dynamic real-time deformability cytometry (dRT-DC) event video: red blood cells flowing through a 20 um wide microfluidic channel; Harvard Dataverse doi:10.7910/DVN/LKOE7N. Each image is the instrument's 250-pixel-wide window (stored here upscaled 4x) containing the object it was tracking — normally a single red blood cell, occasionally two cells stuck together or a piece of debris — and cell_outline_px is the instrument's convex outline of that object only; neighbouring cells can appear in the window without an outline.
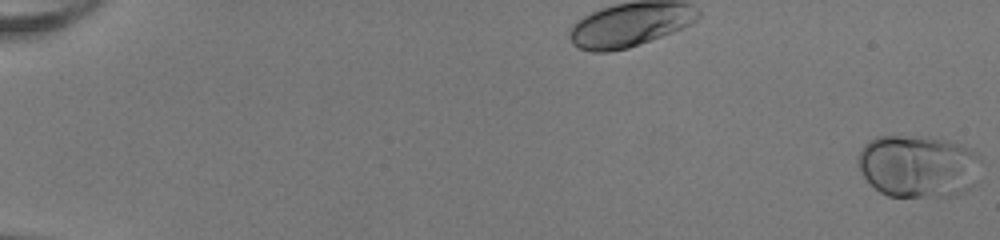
{"species": "human", "species_latin": "Homo sapiens", "temperature_condition": "room temperature", "stored_images_in_passage": 53, "camera_frame_rate_fps": 3000, "um_per_image_px": 0.085, "donor": {"sex": "female"}, "frame": {"image": 1, "passage_image": 1, "time_ms": 0.0, "image_size_px": [1000, 240], "cell_outline_px": [[980, 160], [976, 184], [964, 192], [956, 196], [888, 196], [880, 192], [868, 184], [860, 172], [856, 164], [860, 152], [864, 144], [868, 140], [876, 136], [928, 136], [948, 140], [960, 144], [968, 148], [980, 156]], "centroid_in_image_um": [78.03, 14.12], "position_along_channel_um": 7.0, "area_um2": 45.55}}
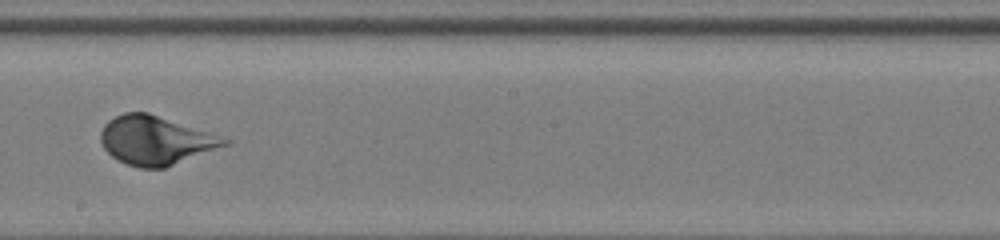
{"frame": {"image": 2, "passage_image": 33, "time_ms": 10.667, "image_size_px": [1000, 240], "cell_outline_px": [[232, 144], [164, 168], [140, 168], [128, 164], [112, 156], [104, 148], [100, 140], [100, 132], [104, 124], [108, 120], [124, 112], [148, 112], [232, 140]], "centroid_in_image_um": [13.24, 11.93], "position_along_channel_um": 235.0, "area_um2": 35.08}}
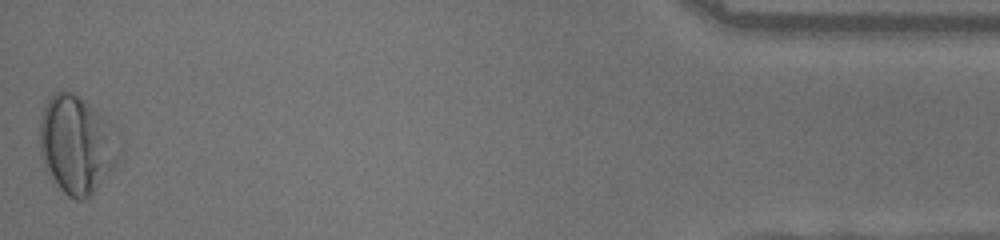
{"frame": {"image": 3, "passage_image": 53, "time_ms": 17.333, "image_size_px": [1000, 240], "cell_outline_px": [[120, 152], [116, 164], [92, 192], [84, 200], [76, 200], [68, 196], [56, 184], [44, 168], [40, 152], [36, 132], [40, 116], [44, 104], [56, 92], [72, 92], [84, 100], [112, 124], [116, 132]], "centroid_in_image_um": [6.46, 12.28], "position_along_channel_um": 428.7, "area_um2": 45.55}, "authors_computed_cell_mechanics": {"area_um2": 35.8938, "velocity_mm_per_s": 4.0344, "shape_relaxation_time_tau1_ms": 2.0207, "shape_relaxation_time_tau2_ms": null, "deformation_change_tau1": 0.1679, "deformation_change_tau2": null}}